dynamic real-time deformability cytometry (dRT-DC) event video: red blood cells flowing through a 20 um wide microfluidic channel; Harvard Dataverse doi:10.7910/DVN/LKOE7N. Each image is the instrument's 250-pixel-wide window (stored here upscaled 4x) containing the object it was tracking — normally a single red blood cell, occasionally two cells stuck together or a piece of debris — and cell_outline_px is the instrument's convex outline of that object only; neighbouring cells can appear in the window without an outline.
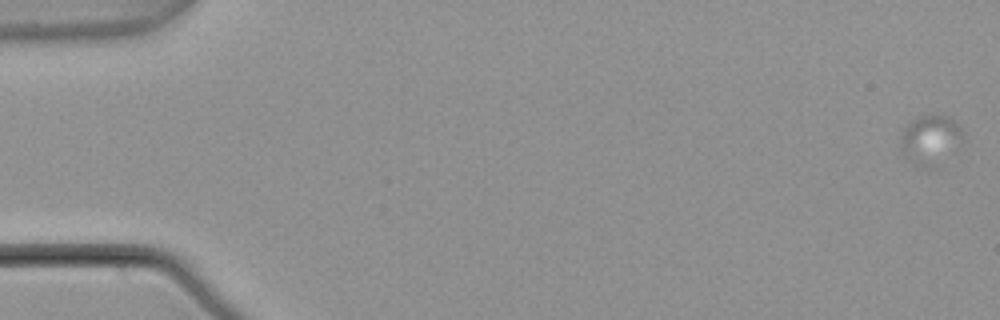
{"species": "common noctule bat (a hibernating species)", "species_latin": "Nyctalus noctula", "temperature_condition": "warm", "stored_images_in_passage": 7, "camera_frame_rate_fps": 3000, "um_per_image_px": 0.085, "animal": {"sex": "male", "body_mass_g": 21.5, "forearm_length_mm": 52.0}, "frame": {"image": 1, "passage_image": 1, "time_ms": 0.0, "image_size_px": [1000, 320], "cell_outline_px": [[960, 136], [936, 168], [924, 168], [900, 156], [900, 140], [904, 128], [912, 120], [920, 116], [948, 116], [960, 128]], "centroid_in_image_um": [78.93, 11.91], "position_along_channel_um": 6.1, "area_um2": 17.11}}
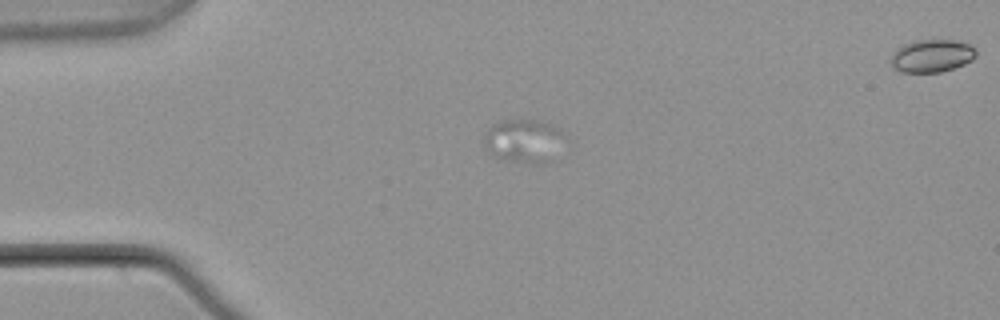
{"frame": {"image": 2, "passage_image": 5, "time_ms": 1.333, "image_size_px": [1000, 320], "cell_outline_px": [[560, 136], [552, 160], [544, 164], [532, 164], [508, 160], [496, 156], [488, 152], [484, 144], [484, 136], [488, 128], [492, 124], [500, 120], [536, 120], [560, 128]], "centroid_in_image_um": [44.42, 11.97], "position_along_channel_um": 40.6, "area_um2": 19.88}}